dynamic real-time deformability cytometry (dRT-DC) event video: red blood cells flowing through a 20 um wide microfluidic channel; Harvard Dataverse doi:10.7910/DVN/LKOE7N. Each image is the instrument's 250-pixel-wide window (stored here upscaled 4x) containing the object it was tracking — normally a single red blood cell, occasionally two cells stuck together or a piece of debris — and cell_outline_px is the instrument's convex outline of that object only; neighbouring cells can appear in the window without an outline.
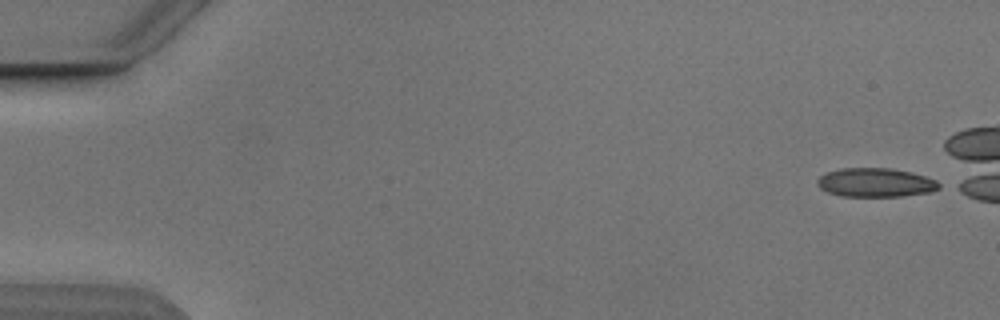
{"species": "Egyptian fruit bat (a non-hibernating species)", "species_latin": "Rousettus aegyptiacus", "temperature_condition": "cold", "stored_images_in_passage": 6, "camera_frame_rate_fps": 3000, "um_per_image_px": 0.085, "animal": {"sex": "male"}, "frame": {"image": 1, "passage_image": 1, "time_ms": 0.0, "image_size_px": [1000, 320], "cell_outline_px": [[944, 184], [940, 188], [928, 192], [900, 196], [840, 196], [828, 192], [820, 188], [816, 184], [816, 180], [824, 172], [840, 168], [892, 168], [912, 172], [936, 180]], "centroid_in_image_um": [74.4, 15.5], "position_along_channel_um": 10.6, "area_um2": 20.69}}